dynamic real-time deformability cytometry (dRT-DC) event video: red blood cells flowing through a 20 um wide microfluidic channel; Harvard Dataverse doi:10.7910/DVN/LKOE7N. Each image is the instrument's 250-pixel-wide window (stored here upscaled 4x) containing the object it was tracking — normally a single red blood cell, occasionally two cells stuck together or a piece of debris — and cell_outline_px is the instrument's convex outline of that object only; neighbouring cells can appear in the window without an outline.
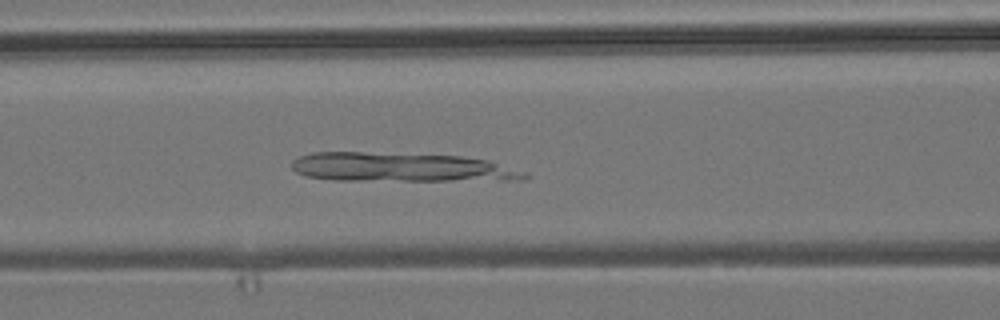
{"species": "common noctule bat (a hibernating species)", "species_latin": "Nyctalus noctula", "temperature_condition": "room temperature", "stored_images_in_passage": 55, "camera_frame_rate_fps": 3000, "um_per_image_px": 0.085, "animal": {"sex": "male", "body_mass_g": 19.2, "forearm_length_mm": 51.8}, "frame": {"image": 1, "passage_image": 22, "time_ms": 7.0, "image_size_px": [1000, 320], "cell_outline_px": [[528, 176], [524, 180], [332, 180], [304, 176], [296, 172], [292, 168], [292, 160], [300, 156], [312, 152], [360, 152], [460, 156], [488, 160], [528, 172]], "centroid_in_image_um": [34.1, 14.22], "position_along_channel_um": 132.5, "area_um2": 39.42}}